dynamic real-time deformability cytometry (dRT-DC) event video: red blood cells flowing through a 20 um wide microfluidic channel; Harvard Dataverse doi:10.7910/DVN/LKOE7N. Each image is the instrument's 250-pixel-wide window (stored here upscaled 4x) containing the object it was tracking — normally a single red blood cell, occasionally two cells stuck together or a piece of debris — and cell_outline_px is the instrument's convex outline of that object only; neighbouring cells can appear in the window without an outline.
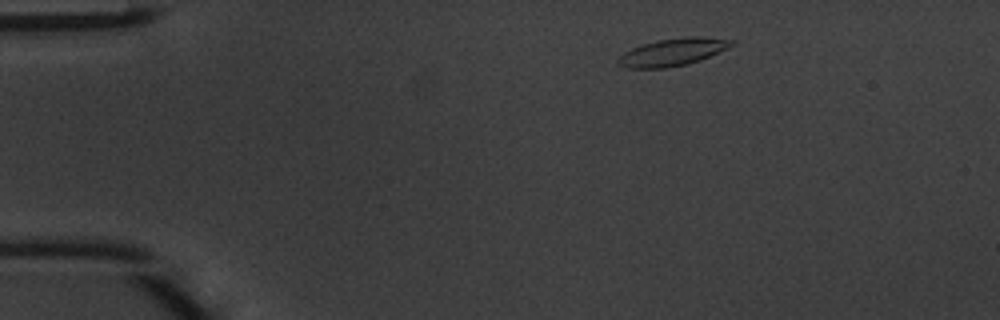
{"species": "common noctule bat (a hibernating species)", "species_latin": "Nyctalus noctula", "temperature_condition": "warm", "stored_images_in_passage": 42, "camera_frame_rate_fps": 3000, "um_per_image_px": 0.085, "animal": {"sex": "male", "body_mass_g": 20.1, "forearm_length_mm": 53.5}, "frame": {"image": 1, "passage_image": 2, "time_ms": 0.333, "image_size_px": [1000, 320], "cell_outline_px": [[736, 44], [700, 60], [688, 64], [664, 68], [624, 68], [616, 64], [616, 60], [624, 52], [632, 48], [656, 40], [688, 36], [700, 36], [736, 40]], "centroid_in_image_um": [57.18, 4.42], "position_along_channel_um": 27.8, "area_um2": 18.26}}
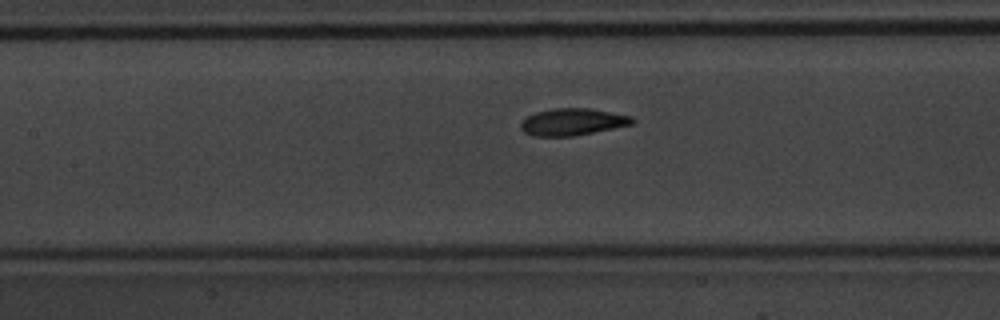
{"frame": {"image": 2, "passage_image": 16, "time_ms": 5.0, "image_size_px": [1000, 320], "cell_outline_px": [[636, 120], [632, 124], [572, 136], [532, 136], [524, 132], [520, 128], [520, 124], [528, 116], [536, 112], [552, 108], [588, 108], [632, 116]], "centroid_in_image_um": [48.64, 10.35], "position_along_channel_um": 158.8, "area_um2": 17.34}}
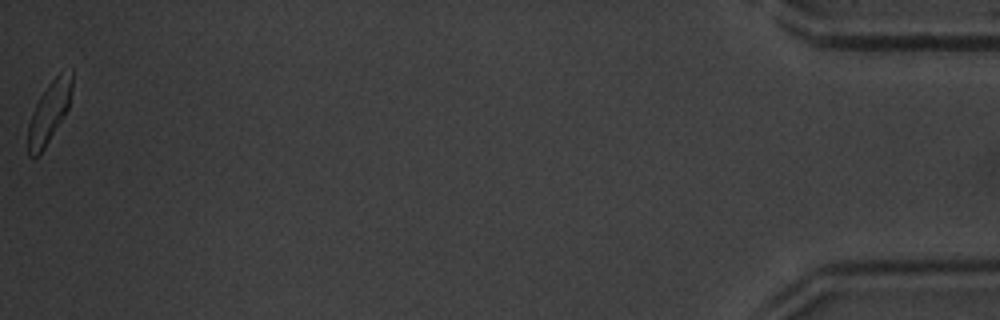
{"frame": {"image": 3, "passage_image": 42, "time_ms": 13.667, "image_size_px": [1000, 320], "cell_outline_px": [[72, 88], [68, 108], [40, 156], [32, 160], [28, 156], [28, 124], [32, 112], [40, 96], [48, 84], [60, 72], [72, 68]], "centroid_in_image_um": [4.16, 9.58], "position_along_channel_um": 431.0, "area_um2": 15.78}, "authors_computed_cell_mechanics": {"area_um2": 17.2244, "velocity_mm_per_s": 4.2122, "shape_relaxation_time_tau1_ms": 1.9149, "shape_relaxation_time_tau2_ms": 1.7115, "deformation_change_tau1": 0.1316, "deformation_change_tau2": 0.0695}}